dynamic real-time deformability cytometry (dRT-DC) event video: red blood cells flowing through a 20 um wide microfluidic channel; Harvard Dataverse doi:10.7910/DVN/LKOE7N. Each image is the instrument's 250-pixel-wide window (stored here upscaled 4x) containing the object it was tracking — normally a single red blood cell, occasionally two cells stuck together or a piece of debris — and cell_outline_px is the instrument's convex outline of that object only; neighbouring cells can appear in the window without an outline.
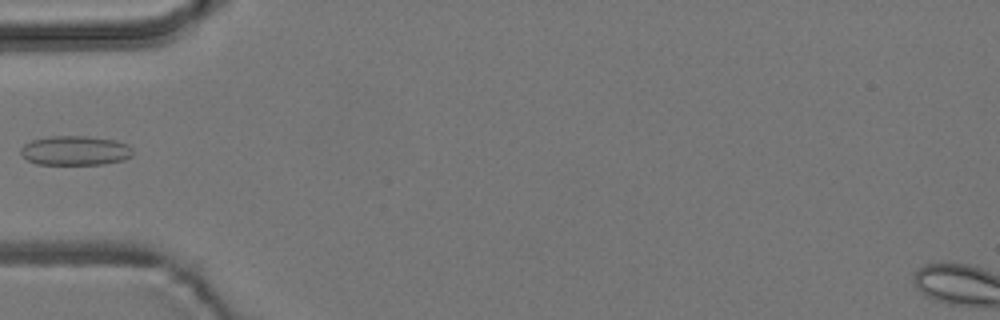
{"species": "common noctule bat (a hibernating species)", "species_latin": "Nyctalus noctula", "temperature_condition": "room temperature", "stored_images_in_passage": 5, "camera_frame_rate_fps": 3000, "um_per_image_px": 0.085, "animal": {"sex": "male", "body_mass_g": 19.2, "forearm_length_mm": 51.8}, "frame": {"image": 1, "passage_image": 5, "time_ms": 4.667, "image_size_px": [1000, 320], "cell_outline_px": [[132, 156], [124, 160], [104, 164], [36, 164], [28, 160], [20, 152], [20, 148], [24, 144], [32, 140], [48, 136], [88, 136], [116, 140], [128, 144], [132, 148]], "centroid_in_image_um": [6.41, 12.79], "position_along_channel_um": 78.6, "area_um2": 19.36}}